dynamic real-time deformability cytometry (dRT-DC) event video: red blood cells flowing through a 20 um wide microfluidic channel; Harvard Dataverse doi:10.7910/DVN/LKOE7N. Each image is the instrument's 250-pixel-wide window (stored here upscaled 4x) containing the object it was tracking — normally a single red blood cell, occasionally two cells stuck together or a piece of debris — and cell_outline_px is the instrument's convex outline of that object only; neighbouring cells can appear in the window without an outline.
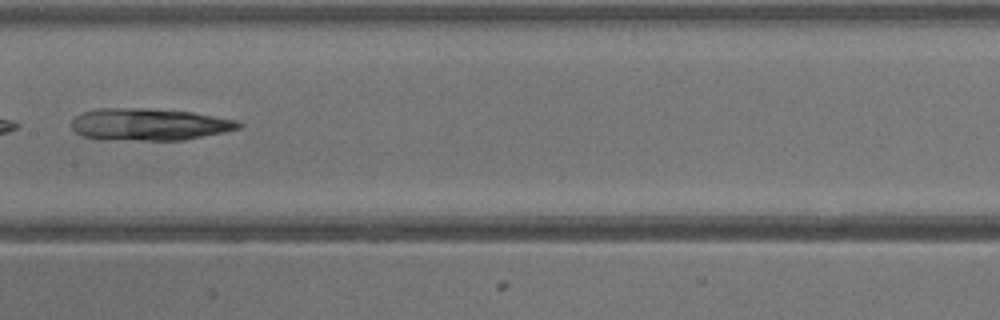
{"species": "common noctule bat (a hibernating species)", "species_latin": "Nyctalus noctula", "temperature_condition": "warm", "stored_images_in_passage": 13, "camera_frame_rate_fps": 3000, "um_per_image_px": 0.085, "animal": {"sex": "male", "body_mass_g": 13.3}, "frame": {"image": 1, "passage_image": 10, "time_ms": 3.0, "image_size_px": [1000, 320], "cell_outline_px": [[244, 124], [240, 128], [224, 132], [184, 140], [100, 140], [80, 136], [72, 128], [72, 120], [76, 116], [84, 112], [96, 108], [148, 108], [192, 112], [236, 120]], "centroid_in_image_um": [12.65, 10.58], "position_along_channel_um": 194.8, "area_um2": 31.5}}